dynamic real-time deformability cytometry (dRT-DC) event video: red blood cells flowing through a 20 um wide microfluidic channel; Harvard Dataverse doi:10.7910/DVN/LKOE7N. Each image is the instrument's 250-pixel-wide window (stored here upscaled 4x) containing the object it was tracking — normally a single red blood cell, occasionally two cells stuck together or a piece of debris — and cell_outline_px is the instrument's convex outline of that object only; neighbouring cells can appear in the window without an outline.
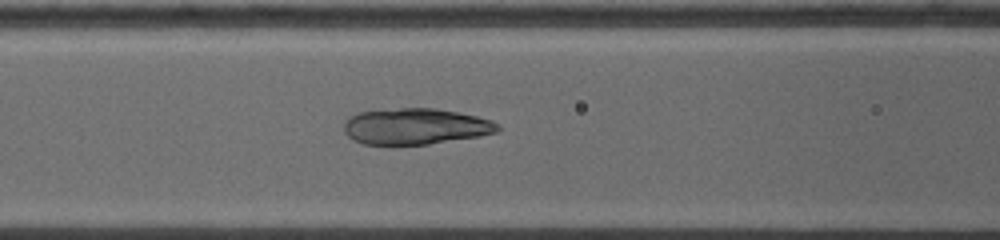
{"species": "common noctule bat (a hibernating species)", "species_latin": "Nyctalus noctula", "temperature_condition": "warm", "stored_images_in_passage": 25, "camera_frame_rate_fps": 5000, "um_per_image_px": 0.085, "animal": {"sex": "female", "body_mass_g": 19.0, "forearm_length_mm": 53.3}, "frame": {"image": 1, "passage_image": 5, "time_ms": 1.4, "image_size_px": [1000, 240], "cell_outline_px": [[500, 128], [496, 132], [480, 136], [428, 144], [364, 144], [352, 140], [344, 132], [344, 124], [352, 116], [360, 112], [400, 108], [436, 108], [476, 116], [492, 120], [500, 124]], "centroid_in_image_um": [35.34, 10.74], "position_along_channel_um": 131.3, "area_um2": 32.14}}
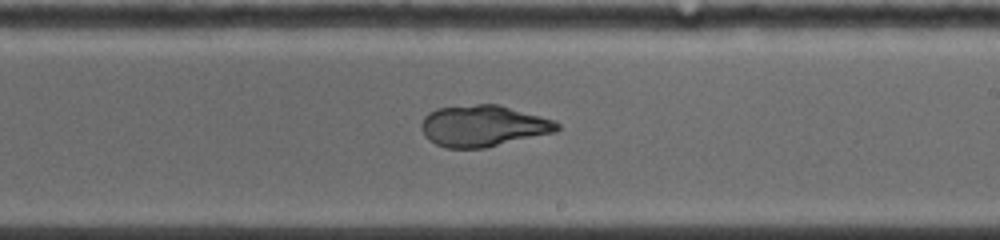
{"frame": {"image": 2, "passage_image": 13, "time_ms": 4.4, "image_size_px": [1000, 240], "cell_outline_px": [[560, 128], [556, 132], [484, 148], [448, 148], [436, 144], [428, 140], [424, 136], [420, 128], [420, 124], [424, 116], [428, 112], [436, 108], [476, 104], [496, 104], [556, 120], [560, 124]], "centroid_in_image_um": [41.05, 10.7], "position_along_channel_um": 248.0, "area_um2": 32.89}}
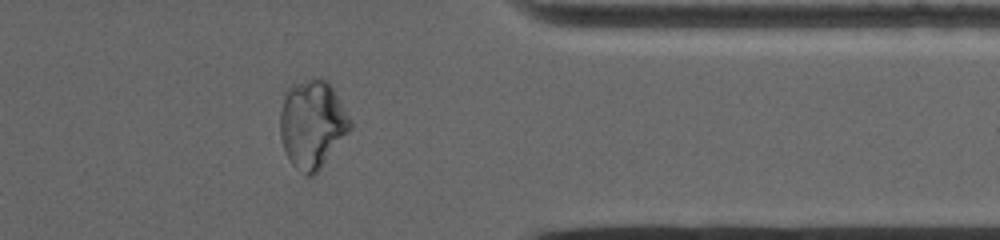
{"frame": {"image": 3, "passage_image": 24, "time_ms": 8.2, "image_size_px": [1000, 240], "cell_outline_px": [[352, 128], [320, 168], [312, 176], [304, 176], [288, 160], [280, 136], [280, 112], [284, 92], [292, 84], [320, 76], [328, 80], [352, 120]], "centroid_in_image_um": [26.54, 10.53], "position_along_channel_um": 384.9, "area_um2": 36.24}}